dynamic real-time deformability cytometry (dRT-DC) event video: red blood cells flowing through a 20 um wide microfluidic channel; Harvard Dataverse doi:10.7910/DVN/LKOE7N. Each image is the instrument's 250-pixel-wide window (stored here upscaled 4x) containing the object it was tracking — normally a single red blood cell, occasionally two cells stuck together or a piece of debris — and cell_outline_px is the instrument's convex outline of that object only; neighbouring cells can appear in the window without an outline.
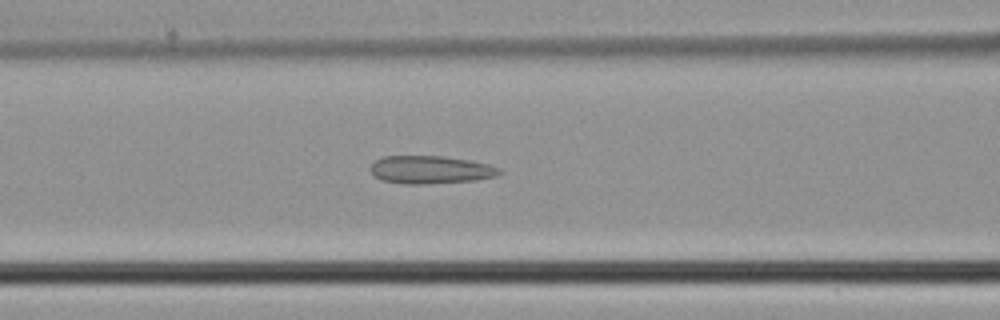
{"species": "common noctule bat (a hibernating species)", "species_latin": "Nyctalus noctula", "temperature_condition": "cold", "stored_images_in_passage": 30, "camera_frame_rate_fps": 3000, "um_per_image_px": 0.085, "animal": {"sex": "male", "body_mass_g": 21.5, "forearm_length_mm": 52.0}, "frame": {"image": 1, "passage_image": 8, "time_ms": 2.333, "image_size_px": [1000, 320], "cell_outline_px": [[504, 172], [496, 176], [476, 180], [420, 184], [404, 184], [380, 180], [368, 168], [376, 160], [384, 156], [444, 156], [468, 160], [488, 164], [500, 168]], "centroid_in_image_um": [36.6, 14.42], "position_along_channel_um": 130.0, "area_um2": 20.98}}
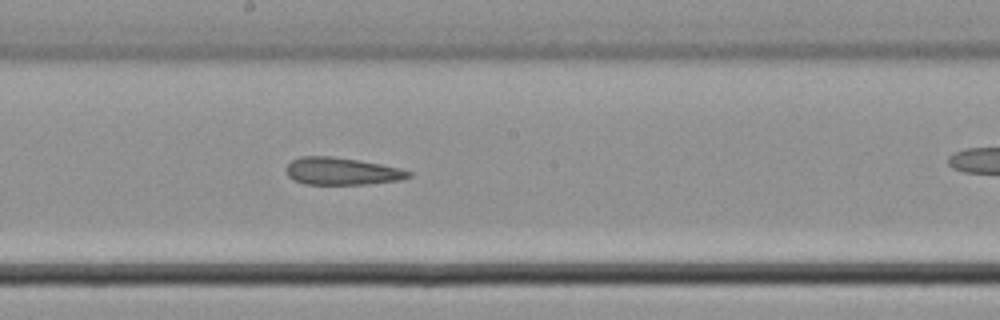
{"frame": {"image": 2, "passage_image": 14, "time_ms": 4.333, "image_size_px": [1000, 320], "cell_outline_px": [[412, 176], [404, 180], [368, 184], [304, 184], [288, 176], [284, 168], [292, 160], [300, 156], [332, 156], [360, 160], [400, 168], [412, 172]], "centroid_in_image_um": [29.08, 14.55], "position_along_channel_um": 219.1, "area_um2": 19.71}}
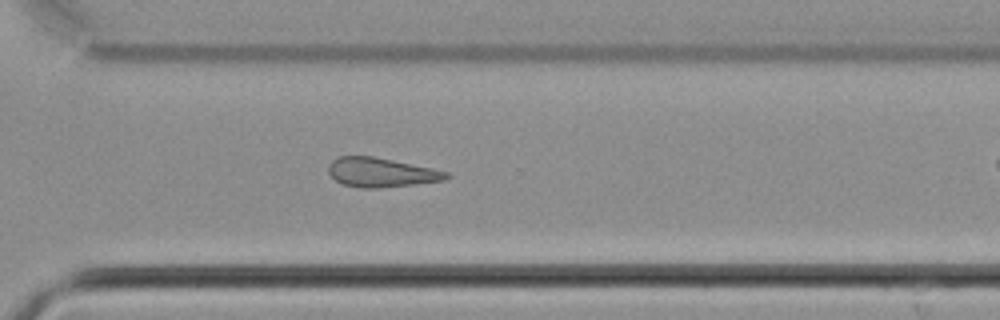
{"frame": {"image": 3, "passage_image": 22, "time_ms": 7.0, "image_size_px": [1000, 320], "cell_outline_px": [[452, 176], [444, 180], [416, 184], [376, 188], [360, 188], [344, 184], [336, 180], [328, 172], [328, 164], [336, 156], [372, 156], [432, 168], [448, 172]], "centroid_in_image_um": [32.39, 14.65], "position_along_channel_um": 338.2, "area_um2": 20.06}}